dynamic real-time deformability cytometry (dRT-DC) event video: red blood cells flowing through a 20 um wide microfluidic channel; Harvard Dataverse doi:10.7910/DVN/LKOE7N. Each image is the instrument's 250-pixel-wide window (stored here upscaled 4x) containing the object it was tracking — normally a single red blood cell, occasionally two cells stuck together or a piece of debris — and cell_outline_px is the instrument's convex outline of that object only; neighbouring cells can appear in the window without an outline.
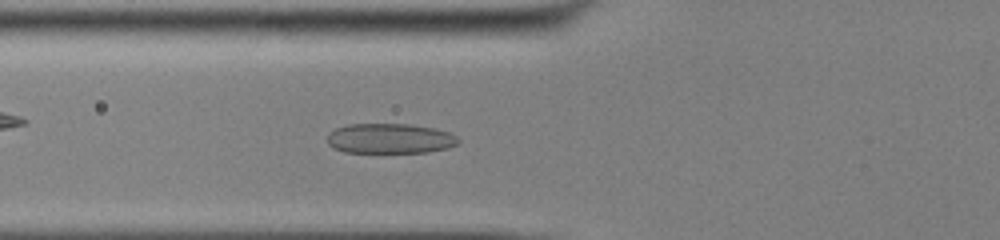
{"species": "common noctule bat (a hibernating species)", "species_latin": "Nyctalus noctula", "temperature_condition": "cold", "stored_images_in_passage": 45, "camera_frame_rate_fps": 3000, "um_per_image_px": 0.085, "animal": {"sex": "male", "body_mass_g": 13.0, "forearm_length_mm": 53.1}, "frame": {"image": 1, "passage_image": 17, "time_ms": 5.333, "image_size_px": [1000, 240], "cell_outline_px": [[460, 140], [456, 144], [448, 148], [428, 152], [344, 152], [332, 148], [328, 144], [328, 132], [336, 128], [348, 124], [412, 124], [436, 128], [448, 132], [456, 136]], "centroid_in_image_um": [33.13, 11.77], "position_along_channel_um": 92.7, "area_um2": 23.06}}
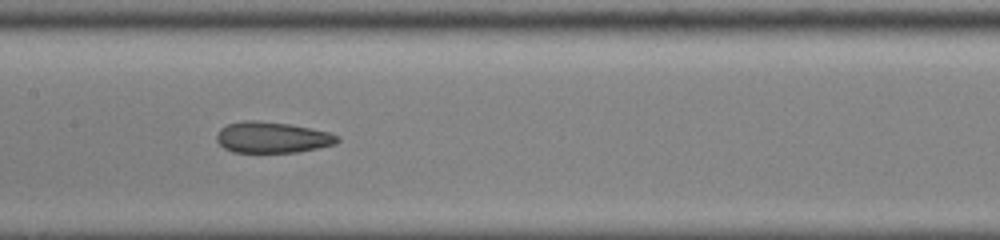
{"frame": {"image": 2, "passage_image": 24, "time_ms": 7.667, "image_size_px": [1000, 240], "cell_outline_px": [[340, 140], [336, 144], [296, 152], [232, 152], [224, 148], [216, 140], [216, 136], [220, 128], [228, 124], [244, 120], [256, 120], [288, 124], [328, 132], [340, 136]], "centroid_in_image_um": [23.12, 11.68], "position_along_channel_um": 184.3, "area_um2": 21.73}}
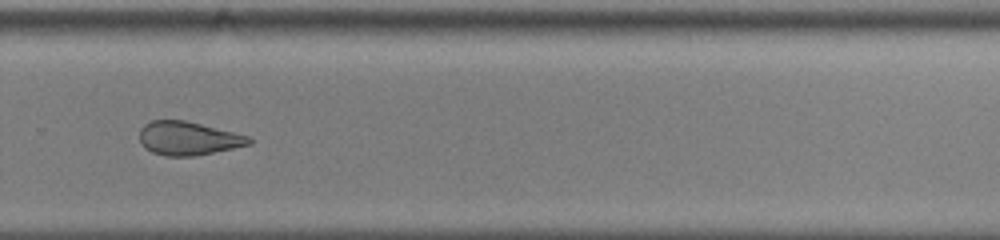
{"frame": {"image": 3, "passage_image": 34, "time_ms": 11.0, "image_size_px": [1000, 240], "cell_outline_px": [[252, 144], [192, 156], [164, 156], [152, 152], [144, 148], [140, 140], [140, 128], [144, 124], [152, 120], [184, 120], [252, 136]], "centroid_in_image_um": [16.0, 11.75], "position_along_channel_um": 313.8, "area_um2": 21.44}, "authors_computed_cell_mechanics": {"area_um2": 23.7558, "velocity_mm_per_s": 3.9068, "shape_relaxation_time_tau1_ms": 5.7591, "shape_relaxation_time_tau2_ms": 3.2, "deformation_change_tau1": 0.1433, "deformation_change_tau2": 0.106}}